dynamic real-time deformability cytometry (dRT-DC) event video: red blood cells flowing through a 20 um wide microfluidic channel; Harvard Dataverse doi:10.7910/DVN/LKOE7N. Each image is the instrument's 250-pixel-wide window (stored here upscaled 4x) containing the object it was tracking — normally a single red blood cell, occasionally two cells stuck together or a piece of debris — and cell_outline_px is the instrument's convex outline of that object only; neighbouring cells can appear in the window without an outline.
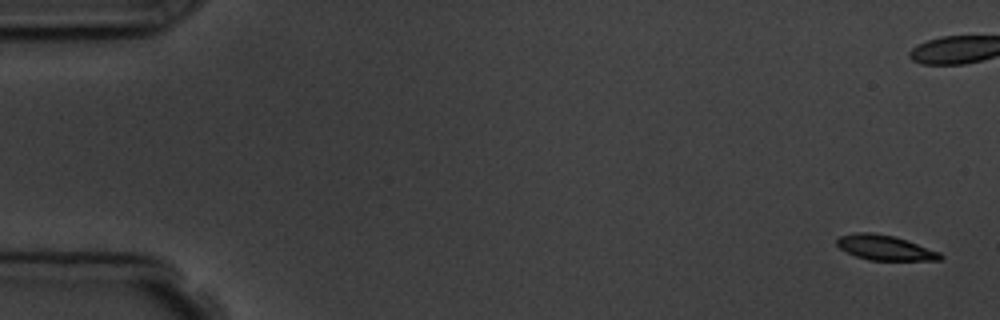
{"species": "common noctule bat (a hibernating species)", "species_latin": "Nyctalus noctula", "temperature_condition": "room temperature", "stored_images_in_passage": 9, "camera_frame_rate_fps": 3000, "um_per_image_px": 0.085, "animal": {"sex": "male", "body_mass_g": 19.5, "forearm_length_mm": 54.6}, "frame": {"image": 1, "passage_image": 1, "time_ms": 0.0, "image_size_px": [1000, 320], "cell_outline_px": [[944, 256], [940, 260], [868, 260], [856, 256], [840, 248], [836, 244], [836, 240], [840, 236], [856, 232], [872, 232], [892, 236], [908, 240], [940, 252]], "centroid_in_image_um": [75.23, 21.05], "position_along_channel_um": 9.8, "area_um2": 15.03}}